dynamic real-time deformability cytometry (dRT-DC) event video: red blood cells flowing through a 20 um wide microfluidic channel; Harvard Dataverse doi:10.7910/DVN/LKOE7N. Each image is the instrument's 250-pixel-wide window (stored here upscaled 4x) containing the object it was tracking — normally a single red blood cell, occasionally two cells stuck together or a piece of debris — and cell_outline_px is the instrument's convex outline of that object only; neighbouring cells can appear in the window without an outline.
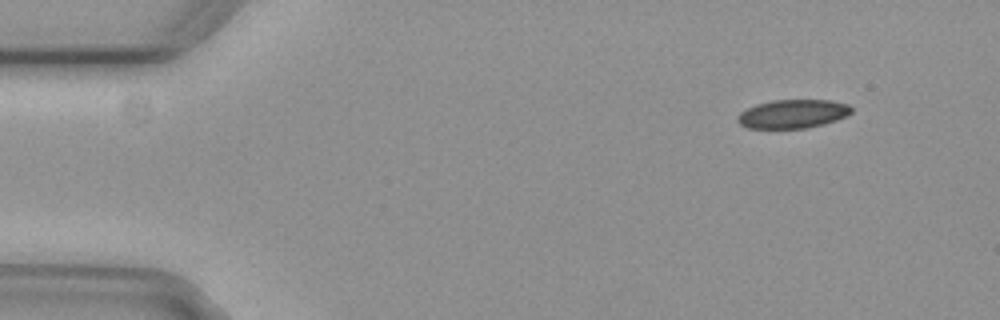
{"species": "common noctule bat (a hibernating species)", "species_latin": "Nyctalus noctula", "temperature_condition": "cold", "stored_images_in_passage": 4, "camera_frame_rate_fps": 3000, "um_per_image_px": 0.085, "animal": {"sex": "female", "body_mass_g": 29.2, "forearm_length_mm": 56.3}, "frame": {"image": 1, "passage_image": 1, "time_ms": 0.0, "image_size_px": [1000, 320], "cell_outline_px": [[852, 112], [848, 116], [824, 124], [808, 128], [748, 128], [740, 124], [736, 120], [736, 116], [740, 112], [756, 104], [772, 100], [828, 100], [848, 104], [852, 108]], "centroid_in_image_um": [67.39, 9.68], "position_along_channel_um": 17.6, "area_um2": 19.13}}